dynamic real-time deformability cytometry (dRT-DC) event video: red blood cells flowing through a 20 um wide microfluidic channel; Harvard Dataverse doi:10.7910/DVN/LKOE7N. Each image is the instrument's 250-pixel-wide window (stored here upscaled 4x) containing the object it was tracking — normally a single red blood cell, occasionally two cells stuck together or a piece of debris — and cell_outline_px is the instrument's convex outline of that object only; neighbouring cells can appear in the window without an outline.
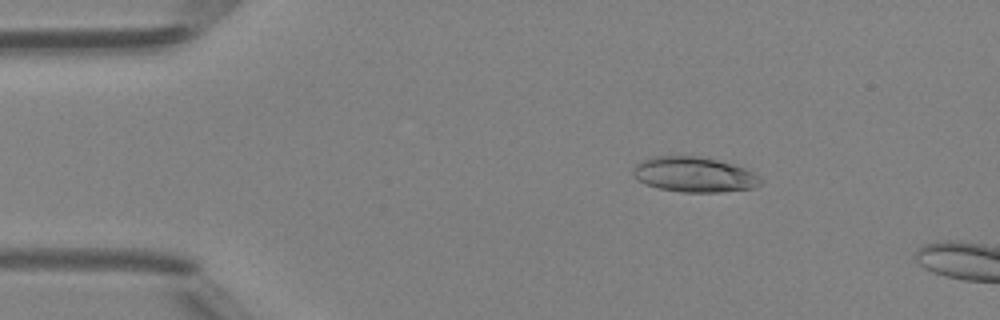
{"species": "Egyptian fruit bat (a non-hibernating species)", "species_latin": "Rousettus aegyptiacus", "temperature_condition": "room temperature", "stored_images_in_passage": 4, "camera_frame_rate_fps": 3000, "um_per_image_px": 0.085, "animal": {"sex": "female"}, "frame": {"image": 1, "passage_image": 1, "time_ms": 0.0, "image_size_px": [1000, 320], "cell_outline_px": [[760, 184], [752, 188], [724, 192], [684, 192], [660, 188], [648, 184], [632, 176], [632, 172], [636, 164], [644, 160], [656, 156], [700, 156], [732, 164], [744, 168], [752, 172], [760, 180]], "centroid_in_image_um": [58.99, 14.84], "position_along_channel_um": 26.0, "area_um2": 25.66}}